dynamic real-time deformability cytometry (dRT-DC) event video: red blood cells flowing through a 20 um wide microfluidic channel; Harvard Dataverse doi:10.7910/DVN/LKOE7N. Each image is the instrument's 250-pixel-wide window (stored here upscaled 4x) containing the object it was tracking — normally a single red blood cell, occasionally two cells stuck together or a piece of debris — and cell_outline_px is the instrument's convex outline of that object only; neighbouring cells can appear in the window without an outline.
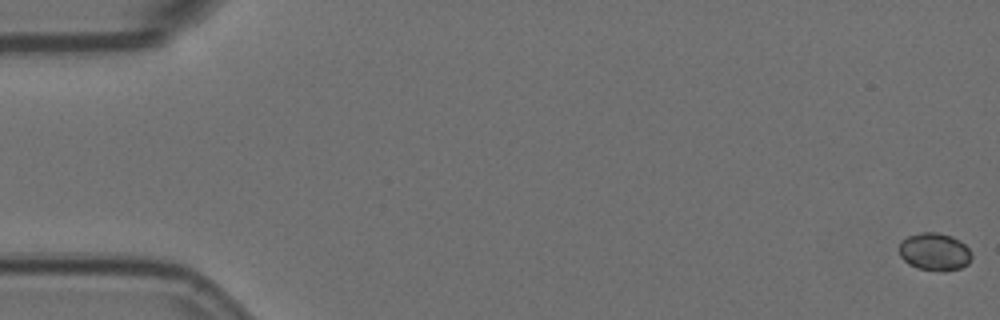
{"species": "Egyptian fruit bat (a non-hibernating species)", "species_latin": "Rousettus aegyptiacus", "temperature_condition": "room temperature", "stored_images_in_passage": 9, "camera_frame_rate_fps": 3000, "um_per_image_px": 0.085, "animal": {"sex": "female"}, "frame": {"image": 1, "passage_image": 1, "time_ms": 0.0, "image_size_px": [1000, 320], "cell_outline_px": [[972, 260], [968, 264], [960, 268], [944, 272], [940, 272], [916, 268], [908, 264], [900, 256], [900, 240], [908, 236], [920, 232], [936, 232], [952, 236], [960, 240], [972, 252]], "centroid_in_image_um": [79.45, 21.41], "position_along_channel_um": 5.5, "area_um2": 16.24}}